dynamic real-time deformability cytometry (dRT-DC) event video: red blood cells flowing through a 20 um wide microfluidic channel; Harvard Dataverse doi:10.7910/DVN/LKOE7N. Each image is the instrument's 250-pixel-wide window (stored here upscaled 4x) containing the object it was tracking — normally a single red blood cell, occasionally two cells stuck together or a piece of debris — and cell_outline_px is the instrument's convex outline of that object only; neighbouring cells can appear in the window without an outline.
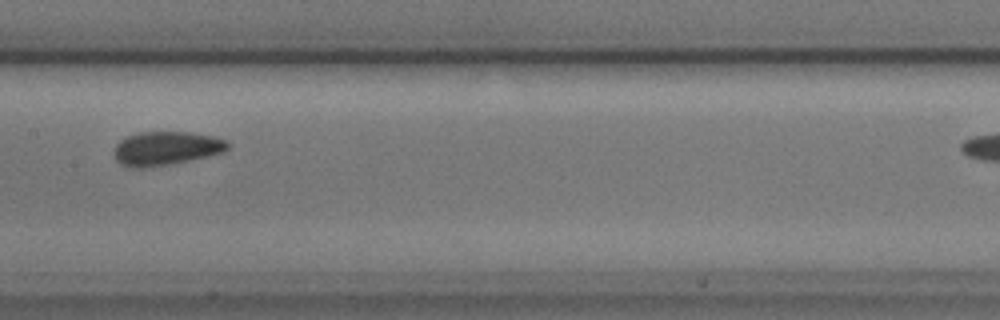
{"species": "common noctule bat (a hibernating species)", "species_latin": "Nyctalus noctula", "temperature_condition": "cold", "stored_images_in_passage": 9, "camera_frame_rate_fps": 3000, "um_per_image_px": 0.085, "animal": {"sex": "male", "body_mass_g": 17.9, "forearm_length_mm": 54.2}, "frame": {"image": 1, "passage_image": 6, "time_ms": 6.0, "image_size_px": [1000, 320], "cell_outline_px": [[232, 144], [228, 148], [220, 152], [188, 160], [168, 164], [144, 168], [128, 168], [120, 164], [116, 160], [116, 144], [120, 140], [128, 136], [140, 132], [188, 132], [212, 136], [228, 140]], "centroid_in_image_um": [14.1, 12.6], "position_along_channel_um": 193.3, "area_um2": 22.08}}
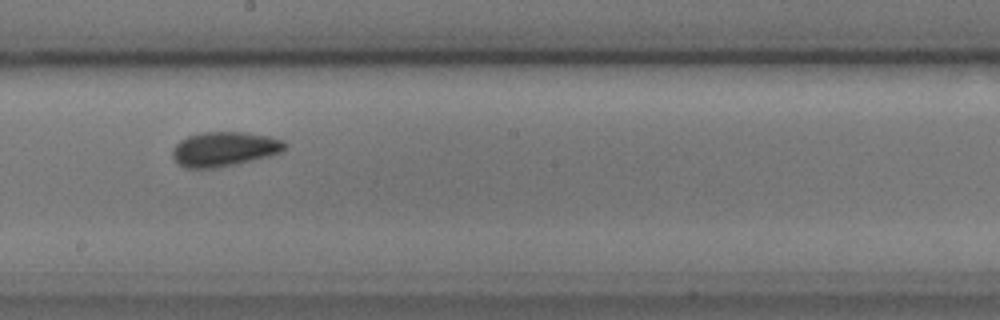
{"frame": {"image": 2, "passage_image": 7, "time_ms": 7.0, "image_size_px": [1000, 320], "cell_outline_px": [[288, 148], [280, 152], [268, 156], [236, 164], [216, 168], [184, 168], [176, 164], [172, 156], [172, 148], [180, 140], [188, 136], [204, 132], [244, 132], [268, 136], [284, 140], [288, 144]], "centroid_in_image_um": [19.05, 12.67], "position_along_channel_um": 229.1, "area_um2": 22.83}}